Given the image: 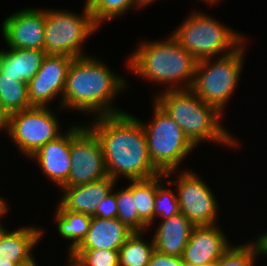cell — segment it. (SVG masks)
<instances>
[{
	"instance_id": "6da1fadb",
	"label": "cell",
	"mask_w": 267,
	"mask_h": 266,
	"mask_svg": "<svg viewBox=\"0 0 267 266\" xmlns=\"http://www.w3.org/2000/svg\"><path fill=\"white\" fill-rule=\"evenodd\" d=\"M93 119L87 126L98 137L109 177L118 182L121 176L130 181L160 174L150 158L140 119L128 112Z\"/></svg>"
},
{
	"instance_id": "7a4b0ae2",
	"label": "cell",
	"mask_w": 267,
	"mask_h": 266,
	"mask_svg": "<svg viewBox=\"0 0 267 266\" xmlns=\"http://www.w3.org/2000/svg\"><path fill=\"white\" fill-rule=\"evenodd\" d=\"M126 77L116 75L109 65L92 55L73 58L62 97V110L72 109L92 117L120 114L113 107L117 94L127 88Z\"/></svg>"
},
{
	"instance_id": "3957f363",
	"label": "cell",
	"mask_w": 267,
	"mask_h": 266,
	"mask_svg": "<svg viewBox=\"0 0 267 266\" xmlns=\"http://www.w3.org/2000/svg\"><path fill=\"white\" fill-rule=\"evenodd\" d=\"M136 46L126 63L134 76L166 85L165 90L191 88L198 61L171 34L167 39L145 40Z\"/></svg>"
},
{
	"instance_id": "277c9868",
	"label": "cell",
	"mask_w": 267,
	"mask_h": 266,
	"mask_svg": "<svg viewBox=\"0 0 267 266\" xmlns=\"http://www.w3.org/2000/svg\"><path fill=\"white\" fill-rule=\"evenodd\" d=\"M153 100L178 124L195 146L201 142L217 143L234 149L240 144L220 121L222 114L215 106L203 102L191 89L164 90Z\"/></svg>"
},
{
	"instance_id": "5b68a950",
	"label": "cell",
	"mask_w": 267,
	"mask_h": 266,
	"mask_svg": "<svg viewBox=\"0 0 267 266\" xmlns=\"http://www.w3.org/2000/svg\"><path fill=\"white\" fill-rule=\"evenodd\" d=\"M170 34L197 61L225 56L245 42L241 33L203 11L190 12Z\"/></svg>"
},
{
	"instance_id": "8992f818",
	"label": "cell",
	"mask_w": 267,
	"mask_h": 266,
	"mask_svg": "<svg viewBox=\"0 0 267 266\" xmlns=\"http://www.w3.org/2000/svg\"><path fill=\"white\" fill-rule=\"evenodd\" d=\"M244 42L225 56L197 62L191 90L206 104L215 106L222 114L227 102L238 88L246 53Z\"/></svg>"
},
{
	"instance_id": "52a82bcc",
	"label": "cell",
	"mask_w": 267,
	"mask_h": 266,
	"mask_svg": "<svg viewBox=\"0 0 267 266\" xmlns=\"http://www.w3.org/2000/svg\"><path fill=\"white\" fill-rule=\"evenodd\" d=\"M151 122L140 120L150 158L160 173L178 171L183 160L195 149L178 124L153 100Z\"/></svg>"
},
{
	"instance_id": "ba28073f",
	"label": "cell",
	"mask_w": 267,
	"mask_h": 266,
	"mask_svg": "<svg viewBox=\"0 0 267 266\" xmlns=\"http://www.w3.org/2000/svg\"><path fill=\"white\" fill-rule=\"evenodd\" d=\"M83 14L69 10L45 9L46 55H65L79 58L84 53L83 44L90 35L99 30L85 3Z\"/></svg>"
},
{
	"instance_id": "9c48e42d",
	"label": "cell",
	"mask_w": 267,
	"mask_h": 266,
	"mask_svg": "<svg viewBox=\"0 0 267 266\" xmlns=\"http://www.w3.org/2000/svg\"><path fill=\"white\" fill-rule=\"evenodd\" d=\"M53 112L50 107H31L9 115L8 138L24 156L32 157L42 146L63 135Z\"/></svg>"
},
{
	"instance_id": "30bf717a",
	"label": "cell",
	"mask_w": 267,
	"mask_h": 266,
	"mask_svg": "<svg viewBox=\"0 0 267 266\" xmlns=\"http://www.w3.org/2000/svg\"><path fill=\"white\" fill-rule=\"evenodd\" d=\"M185 170V171H184ZM171 171L165 174L168 185H176L180 212L194 225H214L218 220V202L204 179L192 170ZM178 173L176 180L170 179Z\"/></svg>"
},
{
	"instance_id": "8fae6325",
	"label": "cell",
	"mask_w": 267,
	"mask_h": 266,
	"mask_svg": "<svg viewBox=\"0 0 267 266\" xmlns=\"http://www.w3.org/2000/svg\"><path fill=\"white\" fill-rule=\"evenodd\" d=\"M71 166L67 182L62 187H73L108 177L101 144L87 126H71Z\"/></svg>"
},
{
	"instance_id": "7c38bea8",
	"label": "cell",
	"mask_w": 267,
	"mask_h": 266,
	"mask_svg": "<svg viewBox=\"0 0 267 266\" xmlns=\"http://www.w3.org/2000/svg\"><path fill=\"white\" fill-rule=\"evenodd\" d=\"M73 57L65 55H46L41 68L27 83L28 98L31 107H51L50 102L59 100L62 110V97L65 89L66 76ZM60 96V97H59Z\"/></svg>"
},
{
	"instance_id": "4fadbf2b",
	"label": "cell",
	"mask_w": 267,
	"mask_h": 266,
	"mask_svg": "<svg viewBox=\"0 0 267 266\" xmlns=\"http://www.w3.org/2000/svg\"><path fill=\"white\" fill-rule=\"evenodd\" d=\"M2 36L8 48L44 51L45 9L24 8L5 18Z\"/></svg>"
},
{
	"instance_id": "5bb4252c",
	"label": "cell",
	"mask_w": 267,
	"mask_h": 266,
	"mask_svg": "<svg viewBox=\"0 0 267 266\" xmlns=\"http://www.w3.org/2000/svg\"><path fill=\"white\" fill-rule=\"evenodd\" d=\"M217 224L194 226L182 255L186 266H204L218 262L232 246Z\"/></svg>"
},
{
	"instance_id": "9a60e30c",
	"label": "cell",
	"mask_w": 267,
	"mask_h": 266,
	"mask_svg": "<svg viewBox=\"0 0 267 266\" xmlns=\"http://www.w3.org/2000/svg\"><path fill=\"white\" fill-rule=\"evenodd\" d=\"M71 126L58 139L42 146L30 160H35L40 170L51 182L61 188L68 180L71 166Z\"/></svg>"
},
{
	"instance_id": "2e32d148",
	"label": "cell",
	"mask_w": 267,
	"mask_h": 266,
	"mask_svg": "<svg viewBox=\"0 0 267 266\" xmlns=\"http://www.w3.org/2000/svg\"><path fill=\"white\" fill-rule=\"evenodd\" d=\"M118 183L111 177L81 184L73 187H61L63 196L60 204L68 211L84 213L93 216L100 201L112 191Z\"/></svg>"
},
{
	"instance_id": "e0dca14e",
	"label": "cell",
	"mask_w": 267,
	"mask_h": 266,
	"mask_svg": "<svg viewBox=\"0 0 267 266\" xmlns=\"http://www.w3.org/2000/svg\"><path fill=\"white\" fill-rule=\"evenodd\" d=\"M7 229L0 235V262L22 264L33 258L32 250L41 242L44 230L37 225Z\"/></svg>"
},
{
	"instance_id": "ac0fdd59",
	"label": "cell",
	"mask_w": 267,
	"mask_h": 266,
	"mask_svg": "<svg viewBox=\"0 0 267 266\" xmlns=\"http://www.w3.org/2000/svg\"><path fill=\"white\" fill-rule=\"evenodd\" d=\"M132 233L118 218L102 219L92 216L87 236L76 249L119 251Z\"/></svg>"
},
{
	"instance_id": "d6986e66",
	"label": "cell",
	"mask_w": 267,
	"mask_h": 266,
	"mask_svg": "<svg viewBox=\"0 0 267 266\" xmlns=\"http://www.w3.org/2000/svg\"><path fill=\"white\" fill-rule=\"evenodd\" d=\"M193 227L182 213L160 220L152 236L155 250L162 254L182 257Z\"/></svg>"
},
{
	"instance_id": "ffe728a7",
	"label": "cell",
	"mask_w": 267,
	"mask_h": 266,
	"mask_svg": "<svg viewBox=\"0 0 267 266\" xmlns=\"http://www.w3.org/2000/svg\"><path fill=\"white\" fill-rule=\"evenodd\" d=\"M46 53L37 49L0 50L2 76L15 77L16 81L29 82L41 68Z\"/></svg>"
},
{
	"instance_id": "44dd1931",
	"label": "cell",
	"mask_w": 267,
	"mask_h": 266,
	"mask_svg": "<svg viewBox=\"0 0 267 266\" xmlns=\"http://www.w3.org/2000/svg\"><path fill=\"white\" fill-rule=\"evenodd\" d=\"M55 209L54 219L56 220L55 222H57L56 228L62 238L70 240L69 246L67 247L68 255H70L87 236L92 216L68 211L59 201Z\"/></svg>"
},
{
	"instance_id": "7402d4cb",
	"label": "cell",
	"mask_w": 267,
	"mask_h": 266,
	"mask_svg": "<svg viewBox=\"0 0 267 266\" xmlns=\"http://www.w3.org/2000/svg\"><path fill=\"white\" fill-rule=\"evenodd\" d=\"M146 232H133L119 250V266H147L155 251L154 240H145Z\"/></svg>"
},
{
	"instance_id": "603a6c76",
	"label": "cell",
	"mask_w": 267,
	"mask_h": 266,
	"mask_svg": "<svg viewBox=\"0 0 267 266\" xmlns=\"http://www.w3.org/2000/svg\"><path fill=\"white\" fill-rule=\"evenodd\" d=\"M165 173L142 180H133V198L136 203L139 217L151 228L154 223L155 196L157 183Z\"/></svg>"
},
{
	"instance_id": "cb8c5ba5",
	"label": "cell",
	"mask_w": 267,
	"mask_h": 266,
	"mask_svg": "<svg viewBox=\"0 0 267 266\" xmlns=\"http://www.w3.org/2000/svg\"><path fill=\"white\" fill-rule=\"evenodd\" d=\"M0 99L9 114L31 108L27 82L16 81V78L11 76H2L1 70Z\"/></svg>"
},
{
	"instance_id": "d4e9b609",
	"label": "cell",
	"mask_w": 267,
	"mask_h": 266,
	"mask_svg": "<svg viewBox=\"0 0 267 266\" xmlns=\"http://www.w3.org/2000/svg\"><path fill=\"white\" fill-rule=\"evenodd\" d=\"M117 218L133 232H147L149 226L139 217L133 198V180L130 184L115 192Z\"/></svg>"
},
{
	"instance_id": "484cf974",
	"label": "cell",
	"mask_w": 267,
	"mask_h": 266,
	"mask_svg": "<svg viewBox=\"0 0 267 266\" xmlns=\"http://www.w3.org/2000/svg\"><path fill=\"white\" fill-rule=\"evenodd\" d=\"M94 22L101 27V23L116 19L131 8L140 7L135 0H88L85 2Z\"/></svg>"
},
{
	"instance_id": "4316f807",
	"label": "cell",
	"mask_w": 267,
	"mask_h": 266,
	"mask_svg": "<svg viewBox=\"0 0 267 266\" xmlns=\"http://www.w3.org/2000/svg\"><path fill=\"white\" fill-rule=\"evenodd\" d=\"M67 259L69 266H119V251L75 249Z\"/></svg>"
},
{
	"instance_id": "83f0119b",
	"label": "cell",
	"mask_w": 267,
	"mask_h": 266,
	"mask_svg": "<svg viewBox=\"0 0 267 266\" xmlns=\"http://www.w3.org/2000/svg\"><path fill=\"white\" fill-rule=\"evenodd\" d=\"M164 179H166V176H164L157 183V193L155 196L154 207V221H156V218H158L159 216L161 217L160 219L165 220L169 219L171 216L181 213L176 191H172L169 187L166 188V184L163 183L165 181Z\"/></svg>"
},
{
	"instance_id": "f1b7e54d",
	"label": "cell",
	"mask_w": 267,
	"mask_h": 266,
	"mask_svg": "<svg viewBox=\"0 0 267 266\" xmlns=\"http://www.w3.org/2000/svg\"><path fill=\"white\" fill-rule=\"evenodd\" d=\"M244 244L237 246L232 244L218 260V266H255L258 259L255 246L252 242Z\"/></svg>"
},
{
	"instance_id": "f546056e",
	"label": "cell",
	"mask_w": 267,
	"mask_h": 266,
	"mask_svg": "<svg viewBox=\"0 0 267 266\" xmlns=\"http://www.w3.org/2000/svg\"><path fill=\"white\" fill-rule=\"evenodd\" d=\"M116 190L117 189H112V191L100 201L99 206L93 215L94 217H99L102 219L117 218L118 209L115 196Z\"/></svg>"
},
{
	"instance_id": "4dcf8cb0",
	"label": "cell",
	"mask_w": 267,
	"mask_h": 266,
	"mask_svg": "<svg viewBox=\"0 0 267 266\" xmlns=\"http://www.w3.org/2000/svg\"><path fill=\"white\" fill-rule=\"evenodd\" d=\"M147 266H186L181 256L162 254L154 251Z\"/></svg>"
},
{
	"instance_id": "1f68e13d",
	"label": "cell",
	"mask_w": 267,
	"mask_h": 266,
	"mask_svg": "<svg viewBox=\"0 0 267 266\" xmlns=\"http://www.w3.org/2000/svg\"><path fill=\"white\" fill-rule=\"evenodd\" d=\"M253 241V245L255 246L257 256L264 255L265 258L267 257V232L265 231L263 234H260Z\"/></svg>"
},
{
	"instance_id": "d6a6232c",
	"label": "cell",
	"mask_w": 267,
	"mask_h": 266,
	"mask_svg": "<svg viewBox=\"0 0 267 266\" xmlns=\"http://www.w3.org/2000/svg\"><path fill=\"white\" fill-rule=\"evenodd\" d=\"M9 113L4 109L2 100L0 99V131L8 132Z\"/></svg>"
},
{
	"instance_id": "836d02e7",
	"label": "cell",
	"mask_w": 267,
	"mask_h": 266,
	"mask_svg": "<svg viewBox=\"0 0 267 266\" xmlns=\"http://www.w3.org/2000/svg\"><path fill=\"white\" fill-rule=\"evenodd\" d=\"M155 1L158 0H135V3L140 7V8H145L146 6H148L149 4L154 3Z\"/></svg>"
},
{
	"instance_id": "e575fe53",
	"label": "cell",
	"mask_w": 267,
	"mask_h": 266,
	"mask_svg": "<svg viewBox=\"0 0 267 266\" xmlns=\"http://www.w3.org/2000/svg\"><path fill=\"white\" fill-rule=\"evenodd\" d=\"M9 207L7 201L4 200V197L0 196V215Z\"/></svg>"
},
{
	"instance_id": "d590c367",
	"label": "cell",
	"mask_w": 267,
	"mask_h": 266,
	"mask_svg": "<svg viewBox=\"0 0 267 266\" xmlns=\"http://www.w3.org/2000/svg\"><path fill=\"white\" fill-rule=\"evenodd\" d=\"M35 257L31 258L29 261L19 264L18 266H38L37 262L35 261Z\"/></svg>"
},
{
	"instance_id": "8d00e7d4",
	"label": "cell",
	"mask_w": 267,
	"mask_h": 266,
	"mask_svg": "<svg viewBox=\"0 0 267 266\" xmlns=\"http://www.w3.org/2000/svg\"><path fill=\"white\" fill-rule=\"evenodd\" d=\"M9 211V207L0 215V220L2 219V217L4 215H7V212ZM4 223H1L0 221V235L2 234V232L6 229V226L4 227L3 225Z\"/></svg>"
},
{
	"instance_id": "74e56055",
	"label": "cell",
	"mask_w": 267,
	"mask_h": 266,
	"mask_svg": "<svg viewBox=\"0 0 267 266\" xmlns=\"http://www.w3.org/2000/svg\"><path fill=\"white\" fill-rule=\"evenodd\" d=\"M202 3L204 2L205 4H209L208 6L211 7V5H215L216 3H218L220 0H200Z\"/></svg>"
},
{
	"instance_id": "f35d334b",
	"label": "cell",
	"mask_w": 267,
	"mask_h": 266,
	"mask_svg": "<svg viewBox=\"0 0 267 266\" xmlns=\"http://www.w3.org/2000/svg\"><path fill=\"white\" fill-rule=\"evenodd\" d=\"M16 263L0 262V266H18Z\"/></svg>"
},
{
	"instance_id": "ab89813d",
	"label": "cell",
	"mask_w": 267,
	"mask_h": 266,
	"mask_svg": "<svg viewBox=\"0 0 267 266\" xmlns=\"http://www.w3.org/2000/svg\"><path fill=\"white\" fill-rule=\"evenodd\" d=\"M204 266H218V263H217V262H213V263H211V264L204 265Z\"/></svg>"
}]
</instances>
